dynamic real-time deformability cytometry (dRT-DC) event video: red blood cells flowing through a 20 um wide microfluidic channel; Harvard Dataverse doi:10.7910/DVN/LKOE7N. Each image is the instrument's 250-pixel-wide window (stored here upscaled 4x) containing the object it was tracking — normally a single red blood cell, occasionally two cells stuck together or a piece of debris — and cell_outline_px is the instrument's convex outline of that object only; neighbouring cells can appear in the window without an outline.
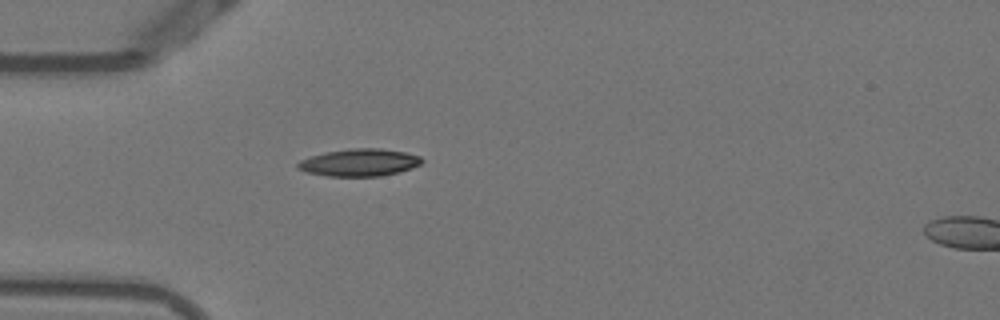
{"species": "Egyptian fruit bat (a non-hibernating species)", "species_latin": "Rousettus aegyptiacus", "temperature_condition": "warm", "stored_images_in_passage": 35, "camera_frame_rate_fps": 3000, "um_per_image_px": 0.085, "animal": {"sex": "female"}, "frame": {"image": 1, "passage_image": 1, "time_ms": 0.0, "image_size_px": [1000, 320], "cell_outline_px": [[424, 160], [420, 164], [396, 172], [380, 176], [328, 176], [308, 172], [296, 168], [296, 164], [300, 160], [324, 152], [348, 148], [380, 148], [404, 152], [420, 156]], "centroid_in_image_um": [30.51, 13.8], "position_along_channel_um": 54.5, "area_um2": 19.59}}
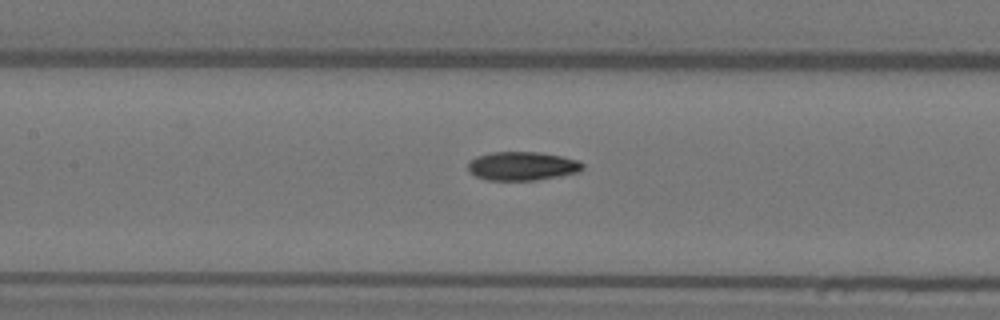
{"frame": {"image": 2, "passage_image": 10, "time_ms": 3.0, "image_size_px": [1000, 320], "cell_outline_px": [[584, 168], [576, 172], [560, 176], [536, 180], [488, 180], [476, 176], [468, 168], [468, 164], [476, 156], [492, 152], [536, 152], [560, 156], [580, 160], [584, 164]], "centroid_in_image_um": [44.42, 14.11], "position_along_channel_um": 163.0, "area_um2": 19.02}}
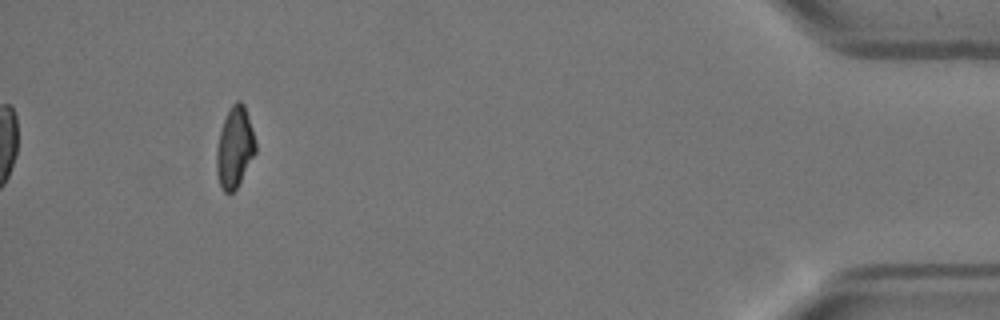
{"frame": {"image": 3, "passage_image": 35, "time_ms": 11.333, "image_size_px": [1000, 320], "cell_outline_px": [[256, 152], [236, 188], [232, 192], [224, 192], [220, 184], [216, 172], [216, 152], [220, 132], [224, 120], [232, 104], [236, 100], [240, 100], [244, 104], [256, 140]], "centroid_in_image_um": [19.95, 12.51], "position_along_channel_um": 415.2, "area_um2": 18.15}, "authors_computed_cell_mechanics": {"area_um2": 19.3052, "velocity_mm_per_s": 3.828, "shape_relaxation_time_tau1_ms": 7.7017, "shape_relaxation_time_tau2_ms": 3.7161, "deformation_change_tau1": 0.2168, "deformation_change_tau2": 0.0908}}